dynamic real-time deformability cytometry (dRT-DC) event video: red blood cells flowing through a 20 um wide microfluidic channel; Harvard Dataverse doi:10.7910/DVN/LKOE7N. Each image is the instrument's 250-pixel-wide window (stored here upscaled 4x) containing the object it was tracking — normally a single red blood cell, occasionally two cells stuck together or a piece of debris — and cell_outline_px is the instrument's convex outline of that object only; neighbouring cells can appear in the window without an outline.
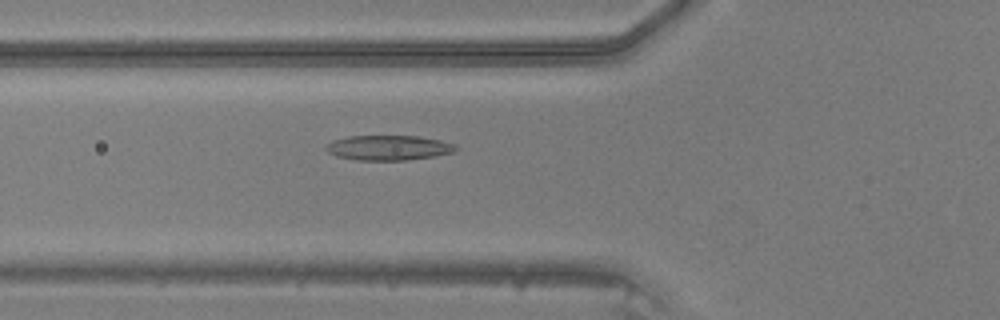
{"species": "common noctule bat (a hibernating species)", "species_latin": "Nyctalus noctula", "temperature_condition": "warm", "stored_images_in_passage": 48, "camera_frame_rate_fps": 3000, "um_per_image_px": 0.085, "animal": {"sex": "male", "body_mass_g": 20.5, "forearm_length_mm": 52.5}, "frame": {"image": 1, "passage_image": 18, "time_ms": 5.667, "image_size_px": [1000, 320], "cell_outline_px": [[460, 148], [452, 152], [436, 156], [408, 160], [356, 160], [336, 156], [328, 152], [324, 148], [332, 140], [348, 136], [420, 136], [440, 140], [456, 144]], "centroid_in_image_um": [33.05, 12.56], "position_along_channel_um": 92.8, "area_um2": 19.02}}
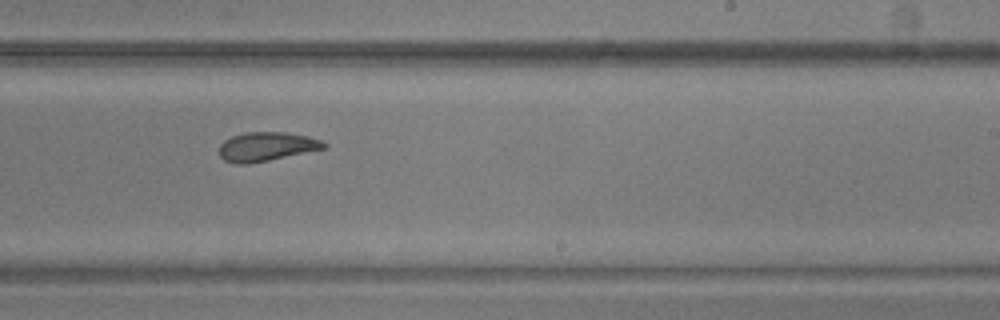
{"frame": {"image": 2, "passage_image": 30, "time_ms": 9.667, "image_size_px": [1000, 320], "cell_outline_px": [[328, 148], [248, 164], [236, 164], [224, 160], [220, 156], [220, 144], [224, 140], [232, 136], [248, 132], [288, 132], [308, 136], [320, 140], [328, 144]], "centroid_in_image_um": [22.68, 12.46], "position_along_channel_um": 266.3, "area_um2": 17.74}}
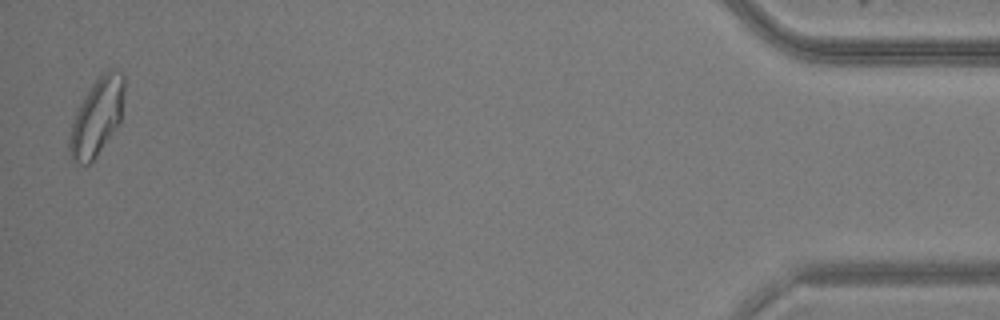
{"frame": {"image": 3, "passage_image": 47, "time_ms": 15.333, "image_size_px": [1000, 320], "cell_outline_px": [[124, 92], [120, 120], [96, 156], [88, 164], [80, 164], [72, 160], [68, 148], [68, 136], [76, 112], [84, 96], [92, 84], [108, 68], [112, 68], [120, 72], [124, 76]], "centroid_in_image_um": [8.21, 9.92], "position_along_channel_um": 427.0, "area_um2": 24.22}}